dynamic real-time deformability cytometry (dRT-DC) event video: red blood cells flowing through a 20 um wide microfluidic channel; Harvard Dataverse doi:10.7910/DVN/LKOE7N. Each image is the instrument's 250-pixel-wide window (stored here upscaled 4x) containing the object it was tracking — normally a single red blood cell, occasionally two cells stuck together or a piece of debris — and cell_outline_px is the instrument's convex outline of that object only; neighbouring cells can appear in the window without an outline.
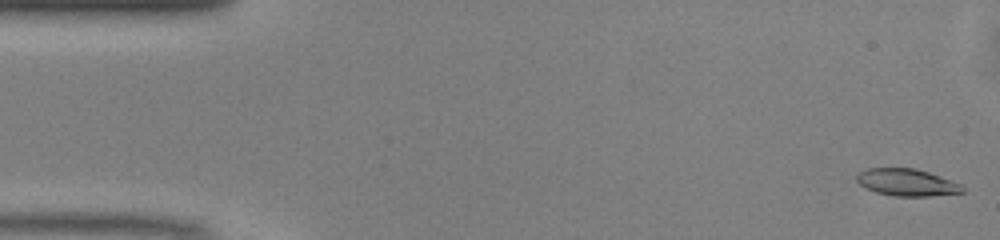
{"species": "common noctule bat (a hibernating species)", "species_latin": "Nyctalus noctula", "temperature_condition": "warm", "stored_images_in_passage": 49, "camera_frame_rate_fps": 3000, "um_per_image_px": 0.085, "animal": {"sex": "male", "body_mass_g": 13.0, "forearm_length_mm": 53.1}, "frame": {"image": 1, "passage_image": 1, "time_ms": 0.0, "image_size_px": [1000, 240], "cell_outline_px": [[964, 192], [928, 196], [892, 196], [876, 192], [864, 188], [856, 180], [856, 172], [868, 168], [916, 168], [952, 180], [960, 184], [964, 188]], "centroid_in_image_um": [77.04, 15.5], "position_along_channel_um": 8.0, "area_um2": 16.82}}
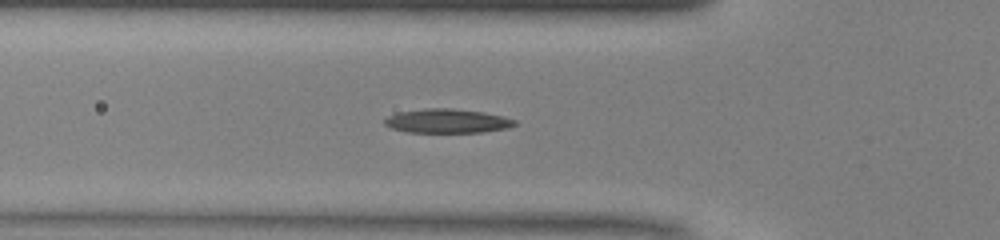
{"frame": {"image": 2, "passage_image": 16, "time_ms": 5.0, "image_size_px": [1000, 240], "cell_outline_px": [[516, 124], [508, 128], [484, 132], [408, 132], [392, 128], [384, 124], [384, 120], [388, 116], [400, 112], [424, 108], [452, 108], [484, 112], [504, 116], [516, 120]], "centroid_in_image_um": [38.04, 10.28], "position_along_channel_um": 87.8, "area_um2": 18.26}}
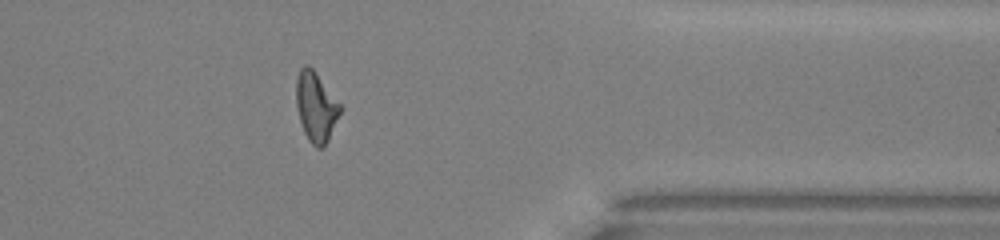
{"frame": {"image": 3, "passage_image": 39, "time_ms": 12.667, "image_size_px": [1000, 240], "cell_outline_px": [[344, 108], [324, 148], [316, 148], [308, 140], [304, 132], [300, 120], [296, 104], [296, 80], [300, 68], [304, 64], [308, 64], [316, 72]], "centroid_in_image_um": [26.88, 9.08], "position_along_channel_um": 384.5, "area_um2": 18.15}, "authors_computed_cell_mechanics": {"area_um2": 17.5712, "velocity_mm_per_s": 4.1448, "shape_relaxation_time_tau1_ms": null, "shape_relaxation_time_tau2_ms": 4.1484, "deformation_change_tau1": null, "deformation_change_tau2": 0.135}}